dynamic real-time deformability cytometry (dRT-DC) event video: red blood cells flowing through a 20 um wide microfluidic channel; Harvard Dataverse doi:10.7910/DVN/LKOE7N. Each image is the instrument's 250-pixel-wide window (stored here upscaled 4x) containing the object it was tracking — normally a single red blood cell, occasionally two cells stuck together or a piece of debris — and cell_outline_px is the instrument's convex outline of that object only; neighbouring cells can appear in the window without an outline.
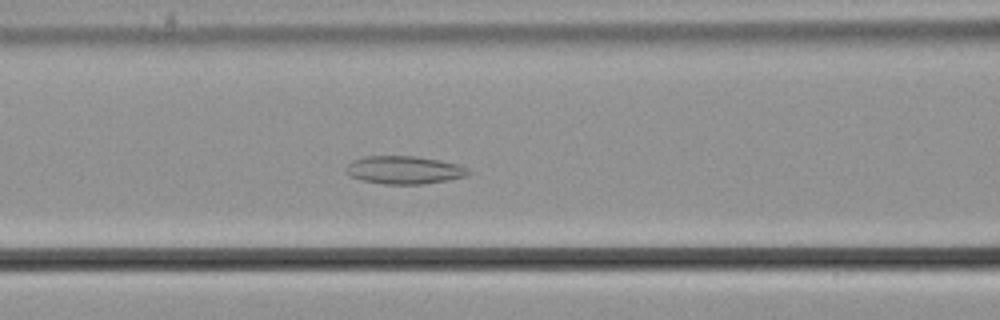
{"species": "common noctule bat (a hibernating species)", "species_latin": "Nyctalus noctula", "temperature_condition": "cold", "stored_images_in_passage": 57, "camera_frame_rate_fps": 3000, "um_per_image_px": 0.085, "animal": {"sex": "male", "body_mass_g": 21.5, "forearm_length_mm": 52.0}, "frame": {"image": 1, "passage_image": 24, "time_ms": 7.667, "image_size_px": [1000, 320], "cell_outline_px": [[472, 172], [468, 176], [448, 180], [420, 184], [384, 184], [364, 180], [348, 176], [344, 168], [352, 160], [364, 156], [416, 156], [440, 160], [460, 164], [468, 168]], "centroid_in_image_um": [34.38, 14.44], "position_along_channel_um": 132.2, "area_um2": 20.17}}
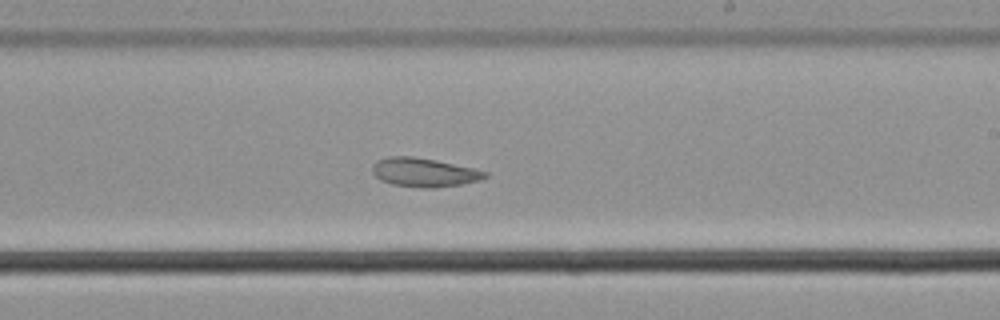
{"frame": {"image": 2, "passage_image": 34, "time_ms": 11.0, "image_size_px": [1000, 320], "cell_outline_px": [[488, 176], [480, 180], [460, 184], [432, 188], [424, 188], [392, 184], [380, 180], [372, 172], [372, 164], [376, 160], [388, 156], [412, 156], [436, 160], [472, 168], [488, 172]], "centroid_in_image_um": [36.01, 14.64], "position_along_channel_um": 253.0, "area_um2": 18.9}}
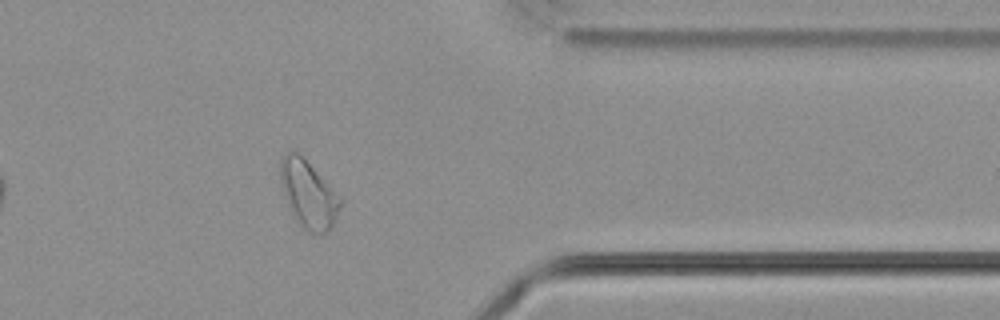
{"frame": {"image": 3, "passage_image": 46, "time_ms": 15.0, "image_size_px": [1000, 320], "cell_outline_px": [[344, 200], [332, 224], [324, 232], [308, 232], [300, 224], [292, 212], [288, 204], [284, 192], [280, 176], [280, 160], [284, 152], [292, 148], [344, 196]], "centroid_in_image_um": [26.25, 16.44], "position_along_channel_um": 385.2, "area_um2": 23.41}, "authors_computed_cell_mechanics": {"area_um2": 24.9696, "velocity_mm_per_s": 3.6263, "shape_relaxation_time_tau1_ms": null, "shape_relaxation_time_tau2_ms": 3.7691, "deformation_change_tau1": null, "deformation_change_tau2": 0.0991}}